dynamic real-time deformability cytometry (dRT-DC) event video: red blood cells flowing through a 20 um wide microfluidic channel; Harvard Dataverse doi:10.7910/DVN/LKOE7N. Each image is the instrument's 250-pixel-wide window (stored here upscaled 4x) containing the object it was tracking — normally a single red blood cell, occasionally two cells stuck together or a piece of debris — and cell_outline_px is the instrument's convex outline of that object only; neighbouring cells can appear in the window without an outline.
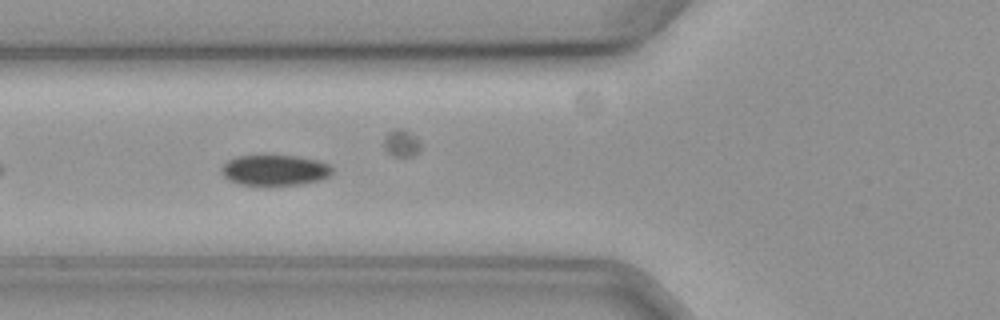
{"species": "common noctule bat (a hibernating species)", "species_latin": "Nyctalus noctula", "temperature_condition": "cold", "stored_images_in_passage": 44, "camera_frame_rate_fps": 3000, "um_per_image_px": 0.085, "animal": {"sex": "female", "body_mass_g": 19.3, "forearm_length_mm": 54.1}, "frame": {"image": 1, "passage_image": 7, "time_ms": 2.0, "image_size_px": [1000, 320], "cell_outline_px": [[332, 172], [328, 176], [316, 180], [300, 184], [240, 184], [228, 180], [220, 172], [220, 168], [228, 160], [236, 156], [296, 156], [316, 160], [328, 164], [332, 168]], "centroid_in_image_um": [23.3, 14.45], "position_along_channel_um": 102.5, "area_um2": 19.31}, "authors_computed_cell_mechanics": {"area_um2": 20.1144, "velocity_mm_per_s": 3.5764, "shape_relaxation_time_tau1_ms": 4.7096, "shape_relaxation_time_tau2_ms": null, "deformation_change_tau1": 0.0863, "deformation_change_tau2": null}}